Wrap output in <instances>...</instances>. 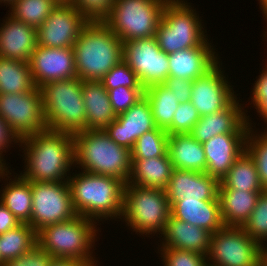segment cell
<instances>
[{"instance_id": "obj_1", "label": "cell", "mask_w": 267, "mask_h": 266, "mask_svg": "<svg viewBox=\"0 0 267 266\" xmlns=\"http://www.w3.org/2000/svg\"><path fill=\"white\" fill-rule=\"evenodd\" d=\"M19 147H23L25 155V170L20 173L23 178L31 182H62L70 177L74 167L73 134L47 130L20 139Z\"/></svg>"}, {"instance_id": "obj_2", "label": "cell", "mask_w": 267, "mask_h": 266, "mask_svg": "<svg viewBox=\"0 0 267 266\" xmlns=\"http://www.w3.org/2000/svg\"><path fill=\"white\" fill-rule=\"evenodd\" d=\"M69 176L67 182L78 215L98 223L108 218L121 219L125 187L122 180L84 171Z\"/></svg>"}, {"instance_id": "obj_3", "label": "cell", "mask_w": 267, "mask_h": 266, "mask_svg": "<svg viewBox=\"0 0 267 266\" xmlns=\"http://www.w3.org/2000/svg\"><path fill=\"white\" fill-rule=\"evenodd\" d=\"M77 77L100 81L123 59V42L103 21H89L73 45Z\"/></svg>"}, {"instance_id": "obj_4", "label": "cell", "mask_w": 267, "mask_h": 266, "mask_svg": "<svg viewBox=\"0 0 267 266\" xmlns=\"http://www.w3.org/2000/svg\"><path fill=\"white\" fill-rule=\"evenodd\" d=\"M73 142L75 167L79 165L81 171L112 176L127 184L132 168L130 149L118 145L104 130L77 132Z\"/></svg>"}, {"instance_id": "obj_5", "label": "cell", "mask_w": 267, "mask_h": 266, "mask_svg": "<svg viewBox=\"0 0 267 266\" xmlns=\"http://www.w3.org/2000/svg\"><path fill=\"white\" fill-rule=\"evenodd\" d=\"M96 224L93 219L76 215L44 226L36 232L37 245L53 258L76 259L88 266H98L91 251L99 232Z\"/></svg>"}, {"instance_id": "obj_6", "label": "cell", "mask_w": 267, "mask_h": 266, "mask_svg": "<svg viewBox=\"0 0 267 266\" xmlns=\"http://www.w3.org/2000/svg\"><path fill=\"white\" fill-rule=\"evenodd\" d=\"M48 130L75 134L86 130L82 80H59L40 87Z\"/></svg>"}, {"instance_id": "obj_7", "label": "cell", "mask_w": 267, "mask_h": 266, "mask_svg": "<svg viewBox=\"0 0 267 266\" xmlns=\"http://www.w3.org/2000/svg\"><path fill=\"white\" fill-rule=\"evenodd\" d=\"M170 216L164 189L125 184L121 220L137 235L162 234Z\"/></svg>"}, {"instance_id": "obj_8", "label": "cell", "mask_w": 267, "mask_h": 266, "mask_svg": "<svg viewBox=\"0 0 267 266\" xmlns=\"http://www.w3.org/2000/svg\"><path fill=\"white\" fill-rule=\"evenodd\" d=\"M202 23L190 3L168 0L155 34L159 48L171 54L200 46L208 37Z\"/></svg>"}, {"instance_id": "obj_9", "label": "cell", "mask_w": 267, "mask_h": 266, "mask_svg": "<svg viewBox=\"0 0 267 266\" xmlns=\"http://www.w3.org/2000/svg\"><path fill=\"white\" fill-rule=\"evenodd\" d=\"M168 0H115L103 22L122 41L154 37Z\"/></svg>"}, {"instance_id": "obj_10", "label": "cell", "mask_w": 267, "mask_h": 266, "mask_svg": "<svg viewBox=\"0 0 267 266\" xmlns=\"http://www.w3.org/2000/svg\"><path fill=\"white\" fill-rule=\"evenodd\" d=\"M263 247L243 227L223 226L211 234L208 266H259Z\"/></svg>"}, {"instance_id": "obj_11", "label": "cell", "mask_w": 267, "mask_h": 266, "mask_svg": "<svg viewBox=\"0 0 267 266\" xmlns=\"http://www.w3.org/2000/svg\"><path fill=\"white\" fill-rule=\"evenodd\" d=\"M0 117L19 139L48 130L38 87L25 93H0Z\"/></svg>"}, {"instance_id": "obj_12", "label": "cell", "mask_w": 267, "mask_h": 266, "mask_svg": "<svg viewBox=\"0 0 267 266\" xmlns=\"http://www.w3.org/2000/svg\"><path fill=\"white\" fill-rule=\"evenodd\" d=\"M31 227H42L67 221L78 215L74 209L67 181L31 182Z\"/></svg>"}, {"instance_id": "obj_13", "label": "cell", "mask_w": 267, "mask_h": 266, "mask_svg": "<svg viewBox=\"0 0 267 266\" xmlns=\"http://www.w3.org/2000/svg\"><path fill=\"white\" fill-rule=\"evenodd\" d=\"M123 60L144 89L163 84L169 77L168 54L159 48L155 36L123 42Z\"/></svg>"}, {"instance_id": "obj_14", "label": "cell", "mask_w": 267, "mask_h": 266, "mask_svg": "<svg viewBox=\"0 0 267 266\" xmlns=\"http://www.w3.org/2000/svg\"><path fill=\"white\" fill-rule=\"evenodd\" d=\"M89 20L70 3H58L37 29L38 46L73 48Z\"/></svg>"}, {"instance_id": "obj_15", "label": "cell", "mask_w": 267, "mask_h": 266, "mask_svg": "<svg viewBox=\"0 0 267 266\" xmlns=\"http://www.w3.org/2000/svg\"><path fill=\"white\" fill-rule=\"evenodd\" d=\"M218 61L204 75L193 81L190 102L197 109L200 117L224 109L238 94L227 81Z\"/></svg>"}, {"instance_id": "obj_16", "label": "cell", "mask_w": 267, "mask_h": 266, "mask_svg": "<svg viewBox=\"0 0 267 266\" xmlns=\"http://www.w3.org/2000/svg\"><path fill=\"white\" fill-rule=\"evenodd\" d=\"M36 87L59 80L77 77L73 48L37 46L29 60Z\"/></svg>"}, {"instance_id": "obj_17", "label": "cell", "mask_w": 267, "mask_h": 266, "mask_svg": "<svg viewBox=\"0 0 267 266\" xmlns=\"http://www.w3.org/2000/svg\"><path fill=\"white\" fill-rule=\"evenodd\" d=\"M237 100L236 96L224 109L200 117L190 134L201 144L220 134H247L251 119Z\"/></svg>"}, {"instance_id": "obj_18", "label": "cell", "mask_w": 267, "mask_h": 266, "mask_svg": "<svg viewBox=\"0 0 267 266\" xmlns=\"http://www.w3.org/2000/svg\"><path fill=\"white\" fill-rule=\"evenodd\" d=\"M155 128L151 107L144 95L127 111L117 115L104 131L118 145L132 150L141 135Z\"/></svg>"}, {"instance_id": "obj_19", "label": "cell", "mask_w": 267, "mask_h": 266, "mask_svg": "<svg viewBox=\"0 0 267 266\" xmlns=\"http://www.w3.org/2000/svg\"><path fill=\"white\" fill-rule=\"evenodd\" d=\"M219 185L205 172L174 169L164 190L172 207L180 200H219Z\"/></svg>"}, {"instance_id": "obj_20", "label": "cell", "mask_w": 267, "mask_h": 266, "mask_svg": "<svg viewBox=\"0 0 267 266\" xmlns=\"http://www.w3.org/2000/svg\"><path fill=\"white\" fill-rule=\"evenodd\" d=\"M246 137L247 134H220L204 142L205 173L221 181L234 161L245 152Z\"/></svg>"}, {"instance_id": "obj_21", "label": "cell", "mask_w": 267, "mask_h": 266, "mask_svg": "<svg viewBox=\"0 0 267 266\" xmlns=\"http://www.w3.org/2000/svg\"><path fill=\"white\" fill-rule=\"evenodd\" d=\"M207 38L200 46L168 54L169 77L195 80L209 71L220 59Z\"/></svg>"}, {"instance_id": "obj_22", "label": "cell", "mask_w": 267, "mask_h": 266, "mask_svg": "<svg viewBox=\"0 0 267 266\" xmlns=\"http://www.w3.org/2000/svg\"><path fill=\"white\" fill-rule=\"evenodd\" d=\"M0 24V57L29 62L38 46L37 29L8 13Z\"/></svg>"}, {"instance_id": "obj_23", "label": "cell", "mask_w": 267, "mask_h": 266, "mask_svg": "<svg viewBox=\"0 0 267 266\" xmlns=\"http://www.w3.org/2000/svg\"><path fill=\"white\" fill-rule=\"evenodd\" d=\"M163 236V237H162ZM211 233L206 229L169 217L159 247L187 250L207 255Z\"/></svg>"}, {"instance_id": "obj_24", "label": "cell", "mask_w": 267, "mask_h": 266, "mask_svg": "<svg viewBox=\"0 0 267 266\" xmlns=\"http://www.w3.org/2000/svg\"><path fill=\"white\" fill-rule=\"evenodd\" d=\"M171 215L178 220L206 229L211 234L224 226L219 200H180L171 207Z\"/></svg>"}, {"instance_id": "obj_25", "label": "cell", "mask_w": 267, "mask_h": 266, "mask_svg": "<svg viewBox=\"0 0 267 266\" xmlns=\"http://www.w3.org/2000/svg\"><path fill=\"white\" fill-rule=\"evenodd\" d=\"M86 129L104 130L115 119L108 91L100 81H82Z\"/></svg>"}, {"instance_id": "obj_26", "label": "cell", "mask_w": 267, "mask_h": 266, "mask_svg": "<svg viewBox=\"0 0 267 266\" xmlns=\"http://www.w3.org/2000/svg\"><path fill=\"white\" fill-rule=\"evenodd\" d=\"M9 166L0 172V178L5 179V187L0 190V202L18 219L20 223H28L31 226L32 213V188L31 181L23 178L20 174L9 175ZM5 176L9 179L5 178ZM7 179V180H6ZM13 180V181H12ZM8 183V184H7Z\"/></svg>"}, {"instance_id": "obj_27", "label": "cell", "mask_w": 267, "mask_h": 266, "mask_svg": "<svg viewBox=\"0 0 267 266\" xmlns=\"http://www.w3.org/2000/svg\"><path fill=\"white\" fill-rule=\"evenodd\" d=\"M168 154L174 169L205 172L204 147L191 134L168 135Z\"/></svg>"}, {"instance_id": "obj_28", "label": "cell", "mask_w": 267, "mask_h": 266, "mask_svg": "<svg viewBox=\"0 0 267 266\" xmlns=\"http://www.w3.org/2000/svg\"><path fill=\"white\" fill-rule=\"evenodd\" d=\"M173 170L168 152L161 157L132 160L131 175L127 184L165 189Z\"/></svg>"}, {"instance_id": "obj_29", "label": "cell", "mask_w": 267, "mask_h": 266, "mask_svg": "<svg viewBox=\"0 0 267 266\" xmlns=\"http://www.w3.org/2000/svg\"><path fill=\"white\" fill-rule=\"evenodd\" d=\"M259 194L242 190H219L223 225L243 227L256 207Z\"/></svg>"}, {"instance_id": "obj_30", "label": "cell", "mask_w": 267, "mask_h": 266, "mask_svg": "<svg viewBox=\"0 0 267 266\" xmlns=\"http://www.w3.org/2000/svg\"><path fill=\"white\" fill-rule=\"evenodd\" d=\"M219 190H263L254 160L246 151L234 161L228 173L221 179Z\"/></svg>"}, {"instance_id": "obj_31", "label": "cell", "mask_w": 267, "mask_h": 266, "mask_svg": "<svg viewBox=\"0 0 267 266\" xmlns=\"http://www.w3.org/2000/svg\"><path fill=\"white\" fill-rule=\"evenodd\" d=\"M35 87L29 62L0 57V93H25Z\"/></svg>"}, {"instance_id": "obj_32", "label": "cell", "mask_w": 267, "mask_h": 266, "mask_svg": "<svg viewBox=\"0 0 267 266\" xmlns=\"http://www.w3.org/2000/svg\"><path fill=\"white\" fill-rule=\"evenodd\" d=\"M36 245V231L28 223H21L15 229L0 234V266L29 252Z\"/></svg>"}, {"instance_id": "obj_33", "label": "cell", "mask_w": 267, "mask_h": 266, "mask_svg": "<svg viewBox=\"0 0 267 266\" xmlns=\"http://www.w3.org/2000/svg\"><path fill=\"white\" fill-rule=\"evenodd\" d=\"M175 93L164 84L152 85L144 89L156 127L166 130L171 124L179 102Z\"/></svg>"}, {"instance_id": "obj_34", "label": "cell", "mask_w": 267, "mask_h": 266, "mask_svg": "<svg viewBox=\"0 0 267 266\" xmlns=\"http://www.w3.org/2000/svg\"><path fill=\"white\" fill-rule=\"evenodd\" d=\"M57 4L56 0H13L8 7L15 19L38 29Z\"/></svg>"}, {"instance_id": "obj_35", "label": "cell", "mask_w": 267, "mask_h": 266, "mask_svg": "<svg viewBox=\"0 0 267 266\" xmlns=\"http://www.w3.org/2000/svg\"><path fill=\"white\" fill-rule=\"evenodd\" d=\"M168 152V133L156 127L141 135L131 150L132 160L164 156Z\"/></svg>"}, {"instance_id": "obj_36", "label": "cell", "mask_w": 267, "mask_h": 266, "mask_svg": "<svg viewBox=\"0 0 267 266\" xmlns=\"http://www.w3.org/2000/svg\"><path fill=\"white\" fill-rule=\"evenodd\" d=\"M264 132L257 134L252 127L249 128L245 151L254 160L263 190H267V127Z\"/></svg>"}, {"instance_id": "obj_37", "label": "cell", "mask_w": 267, "mask_h": 266, "mask_svg": "<svg viewBox=\"0 0 267 266\" xmlns=\"http://www.w3.org/2000/svg\"><path fill=\"white\" fill-rule=\"evenodd\" d=\"M243 229L262 247L267 246L265 243L267 241V190L260 192L256 207L252 211L249 220L244 224Z\"/></svg>"}, {"instance_id": "obj_38", "label": "cell", "mask_w": 267, "mask_h": 266, "mask_svg": "<svg viewBox=\"0 0 267 266\" xmlns=\"http://www.w3.org/2000/svg\"><path fill=\"white\" fill-rule=\"evenodd\" d=\"M105 89H114L120 86L132 89H144L137 75L132 71L128 64L122 59L116 64L101 80Z\"/></svg>"}, {"instance_id": "obj_39", "label": "cell", "mask_w": 267, "mask_h": 266, "mask_svg": "<svg viewBox=\"0 0 267 266\" xmlns=\"http://www.w3.org/2000/svg\"><path fill=\"white\" fill-rule=\"evenodd\" d=\"M199 119L200 115L190 101L179 103L174 113L172 124L166 131L168 135L190 134Z\"/></svg>"}, {"instance_id": "obj_40", "label": "cell", "mask_w": 267, "mask_h": 266, "mask_svg": "<svg viewBox=\"0 0 267 266\" xmlns=\"http://www.w3.org/2000/svg\"><path fill=\"white\" fill-rule=\"evenodd\" d=\"M159 249L164 266H208L207 255L175 248L160 247Z\"/></svg>"}, {"instance_id": "obj_41", "label": "cell", "mask_w": 267, "mask_h": 266, "mask_svg": "<svg viewBox=\"0 0 267 266\" xmlns=\"http://www.w3.org/2000/svg\"><path fill=\"white\" fill-rule=\"evenodd\" d=\"M113 112L117 115L127 111L144 96V89H132L120 86L114 89H106Z\"/></svg>"}, {"instance_id": "obj_42", "label": "cell", "mask_w": 267, "mask_h": 266, "mask_svg": "<svg viewBox=\"0 0 267 266\" xmlns=\"http://www.w3.org/2000/svg\"><path fill=\"white\" fill-rule=\"evenodd\" d=\"M115 0H70L89 21H103L109 14Z\"/></svg>"}, {"instance_id": "obj_43", "label": "cell", "mask_w": 267, "mask_h": 266, "mask_svg": "<svg viewBox=\"0 0 267 266\" xmlns=\"http://www.w3.org/2000/svg\"><path fill=\"white\" fill-rule=\"evenodd\" d=\"M266 66V67H265ZM262 69L261 74L255 81L251 96V104L257 110V113L264 119L267 124V65Z\"/></svg>"}, {"instance_id": "obj_44", "label": "cell", "mask_w": 267, "mask_h": 266, "mask_svg": "<svg viewBox=\"0 0 267 266\" xmlns=\"http://www.w3.org/2000/svg\"><path fill=\"white\" fill-rule=\"evenodd\" d=\"M53 257L38 245L29 252L14 258L2 266H48Z\"/></svg>"}, {"instance_id": "obj_45", "label": "cell", "mask_w": 267, "mask_h": 266, "mask_svg": "<svg viewBox=\"0 0 267 266\" xmlns=\"http://www.w3.org/2000/svg\"><path fill=\"white\" fill-rule=\"evenodd\" d=\"M163 84L175 93L174 95L179 103L190 101L193 80L168 77Z\"/></svg>"}, {"instance_id": "obj_46", "label": "cell", "mask_w": 267, "mask_h": 266, "mask_svg": "<svg viewBox=\"0 0 267 266\" xmlns=\"http://www.w3.org/2000/svg\"><path fill=\"white\" fill-rule=\"evenodd\" d=\"M19 145L20 139L18 136L11 130L10 126L0 117V162L3 163L6 167V161H4V154L6 149L10 147L11 144Z\"/></svg>"}, {"instance_id": "obj_47", "label": "cell", "mask_w": 267, "mask_h": 266, "mask_svg": "<svg viewBox=\"0 0 267 266\" xmlns=\"http://www.w3.org/2000/svg\"><path fill=\"white\" fill-rule=\"evenodd\" d=\"M20 224L18 219L0 202V234L15 229Z\"/></svg>"}, {"instance_id": "obj_48", "label": "cell", "mask_w": 267, "mask_h": 266, "mask_svg": "<svg viewBox=\"0 0 267 266\" xmlns=\"http://www.w3.org/2000/svg\"><path fill=\"white\" fill-rule=\"evenodd\" d=\"M48 266H88L76 259L52 258Z\"/></svg>"}, {"instance_id": "obj_49", "label": "cell", "mask_w": 267, "mask_h": 266, "mask_svg": "<svg viewBox=\"0 0 267 266\" xmlns=\"http://www.w3.org/2000/svg\"><path fill=\"white\" fill-rule=\"evenodd\" d=\"M259 266H267V246L263 247L260 253Z\"/></svg>"}, {"instance_id": "obj_50", "label": "cell", "mask_w": 267, "mask_h": 266, "mask_svg": "<svg viewBox=\"0 0 267 266\" xmlns=\"http://www.w3.org/2000/svg\"><path fill=\"white\" fill-rule=\"evenodd\" d=\"M259 1V5H260V8H261V10H262V12H263V17H265L266 19V21H267V0H258Z\"/></svg>"}, {"instance_id": "obj_51", "label": "cell", "mask_w": 267, "mask_h": 266, "mask_svg": "<svg viewBox=\"0 0 267 266\" xmlns=\"http://www.w3.org/2000/svg\"><path fill=\"white\" fill-rule=\"evenodd\" d=\"M12 1H13V0H0V3H1V4L3 3L4 6H5V4L9 5Z\"/></svg>"}, {"instance_id": "obj_52", "label": "cell", "mask_w": 267, "mask_h": 266, "mask_svg": "<svg viewBox=\"0 0 267 266\" xmlns=\"http://www.w3.org/2000/svg\"><path fill=\"white\" fill-rule=\"evenodd\" d=\"M58 3H69L70 0H56Z\"/></svg>"}, {"instance_id": "obj_53", "label": "cell", "mask_w": 267, "mask_h": 266, "mask_svg": "<svg viewBox=\"0 0 267 266\" xmlns=\"http://www.w3.org/2000/svg\"><path fill=\"white\" fill-rule=\"evenodd\" d=\"M5 168H6V166H5L3 163L0 162V172H1L2 170H4Z\"/></svg>"}]
</instances>
